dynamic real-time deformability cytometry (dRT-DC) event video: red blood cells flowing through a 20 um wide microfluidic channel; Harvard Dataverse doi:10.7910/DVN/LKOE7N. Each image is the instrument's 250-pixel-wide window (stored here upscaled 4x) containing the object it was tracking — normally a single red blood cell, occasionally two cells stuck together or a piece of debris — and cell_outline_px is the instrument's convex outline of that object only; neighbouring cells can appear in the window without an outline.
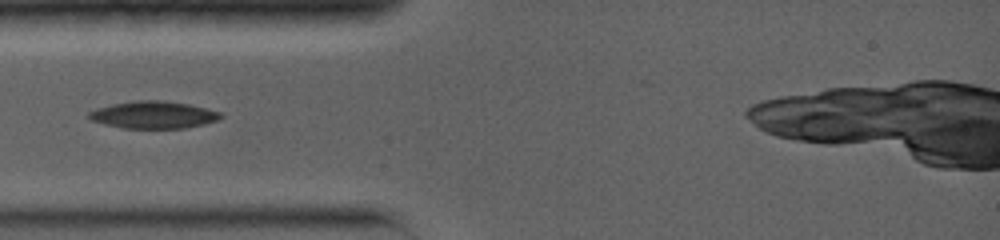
{"species": "common noctule bat (a hibernating species)", "species_latin": "Nyctalus noctula", "temperature_condition": "warm", "stored_images_in_passage": 52, "camera_frame_rate_fps": 5000, "um_per_image_px": 0.085, "animal": {"sex": "female", "body_mass_g": 19.0, "forearm_length_mm": 56.7}, "frame": {"image": 1, "passage_image": 1, "time_ms": 0.0, "image_size_px": [1000, 240], "cell_outline_px": [[224, 116], [220, 120], [204, 124], [184, 128], [124, 128], [104, 124], [92, 120], [88, 116], [88, 112], [96, 108], [112, 104], [136, 100], [160, 100], [188, 104], [220, 112]], "centroid_in_image_um": [13.05, 9.76], "position_along_channel_um": 71.9, "area_um2": 20.87}}
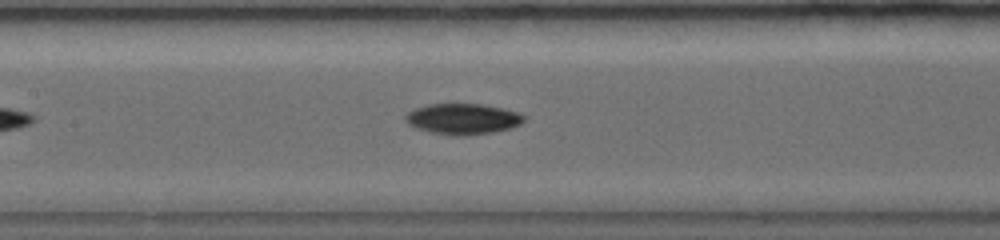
{"frame": {"image": 2, "passage_image": 13, "time_ms": 2.4, "image_size_px": [1000, 240], "cell_outline_px": [[524, 120], [520, 124], [512, 128], [492, 132], [464, 136], [456, 136], [428, 132], [416, 128], [408, 124], [404, 120], [404, 116], [408, 112], [416, 108], [428, 104], [480, 104], [504, 108], [520, 112], [524, 116]], "centroid_in_image_um": [39.33, 10.11], "position_along_channel_um": 168.1, "area_um2": 21.44}}
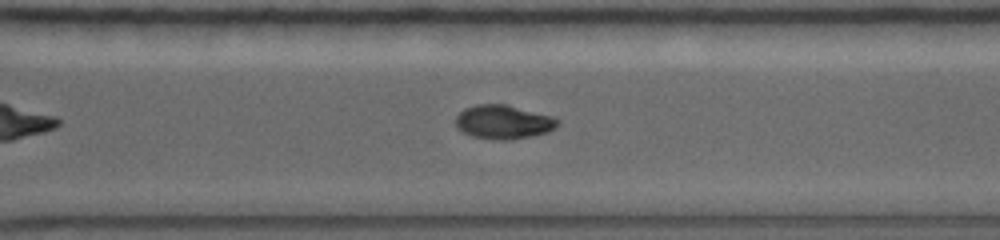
{"frame": {"image": 3, "passage_image": 30, "time_ms": 6.4, "image_size_px": [1000, 240], "cell_outline_px": [[560, 124], [556, 128], [548, 132], [508, 140], [496, 140], [472, 136], [456, 128], [456, 116], [464, 108], [476, 104], [504, 104], [552, 116], [560, 120]], "centroid_in_image_um": [42.79, 10.37], "position_along_channel_um": 327.8, "area_um2": 20.11}}